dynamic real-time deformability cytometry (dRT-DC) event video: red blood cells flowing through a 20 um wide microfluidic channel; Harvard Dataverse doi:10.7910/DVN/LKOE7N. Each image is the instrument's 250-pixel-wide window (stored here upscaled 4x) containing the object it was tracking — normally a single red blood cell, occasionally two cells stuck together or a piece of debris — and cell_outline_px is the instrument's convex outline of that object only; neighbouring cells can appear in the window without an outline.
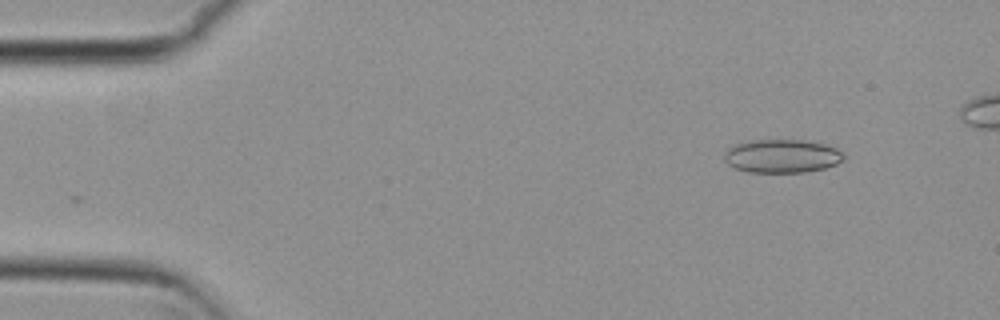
{"species": "common noctule bat (a hibernating species)", "species_latin": "Nyctalus noctula", "temperature_condition": "cold", "stored_images_in_passage": 44, "camera_frame_rate_fps": 3000, "um_per_image_px": 0.085, "animal": {"sex": "female", "body_mass_g": 29.2, "forearm_length_mm": 56.3}, "frame": {"image": 1, "passage_image": 3, "time_ms": 0.667, "image_size_px": [1000, 320], "cell_outline_px": [[844, 160], [836, 164], [824, 168], [804, 172], [748, 172], [736, 168], [728, 164], [724, 160], [724, 152], [728, 148], [736, 144], [752, 140], [800, 140], [824, 144], [836, 148], [844, 156]], "centroid_in_image_um": [66.44, 13.27], "position_along_channel_um": 18.6, "area_um2": 23.12}}
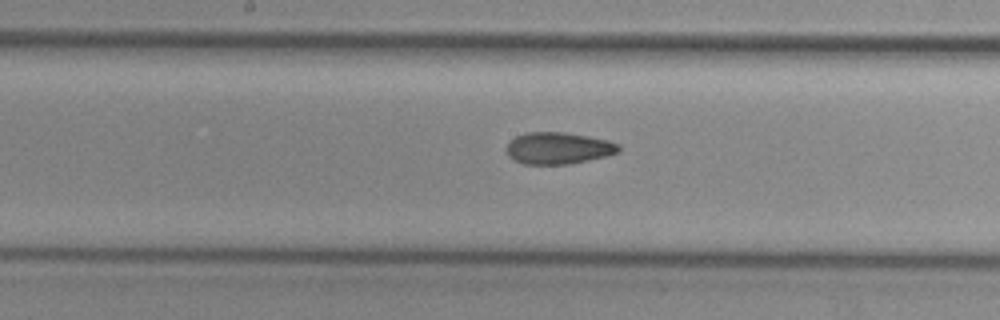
{"frame": {"image": 2, "passage_image": 25, "time_ms": 8.0, "image_size_px": [1000, 320], "cell_outline_px": [[620, 152], [608, 156], [568, 164], [524, 164], [508, 156], [508, 144], [516, 136], [524, 132], [564, 132], [588, 136], [608, 140], [620, 144]], "centroid_in_image_um": [47.51, 12.59], "position_along_channel_um": 200.7, "area_um2": 20.75}}
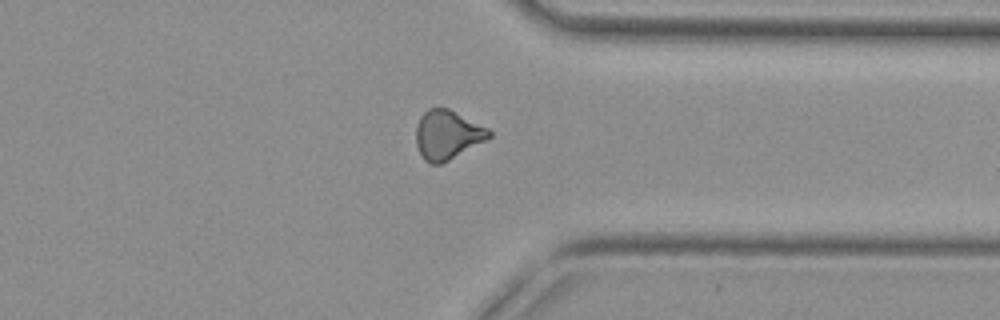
{"frame": {"image": 3, "passage_image": 39, "time_ms": 12.667, "image_size_px": [1000, 320], "cell_outline_px": [[492, 136], [488, 140], [440, 164], [432, 164], [424, 160], [420, 156], [416, 144], [416, 124], [420, 116], [428, 108], [448, 108], [488, 128], [492, 132]], "centroid_in_image_um": [38.02, 11.46], "position_along_channel_um": 373.4, "area_um2": 21.04}, "authors_computed_cell_mechanics": {"area_um2": 21.0103, "velocity_mm_per_s": 3.7716, "shape_relaxation_time_tau1_ms": null, "shape_relaxation_time_tau2_ms": 2.4379, "deformation_change_tau1": null, "deformation_change_tau2": 0.095}}